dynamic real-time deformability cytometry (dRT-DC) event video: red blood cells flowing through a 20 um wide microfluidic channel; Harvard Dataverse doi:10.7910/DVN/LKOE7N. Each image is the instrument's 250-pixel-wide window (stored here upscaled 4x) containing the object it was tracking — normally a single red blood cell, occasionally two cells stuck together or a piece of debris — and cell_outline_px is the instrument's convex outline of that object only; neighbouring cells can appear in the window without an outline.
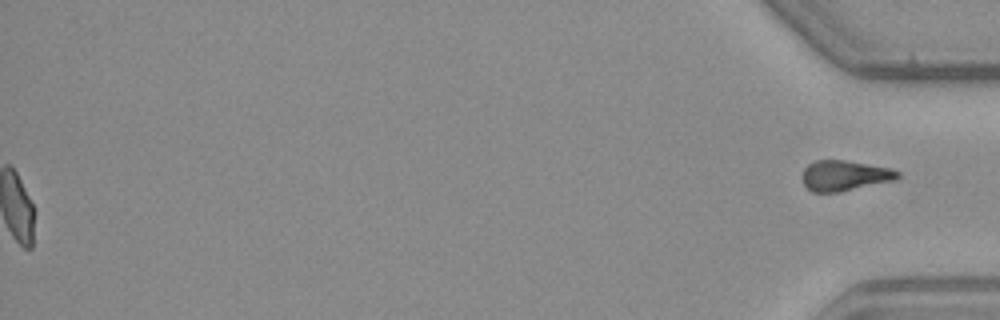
{"species": "common noctule bat (a hibernating species)", "species_latin": "Nyctalus noctula", "temperature_condition": "warm", "stored_images_in_passage": 39, "segment_of_instrument_passage": [2, 2], "camera_frame_rate_fps": 3000, "um_per_image_px": 0.085, "animal": {"sex": "male", "body_mass_g": 23.1, "forearm_length_mm": 52.7}, "frame": {"image": 1, "passage_image": 39, "time_ms": 12.667, "image_size_px": [1000, 320], "cell_outline_px": [[900, 176], [892, 180], [840, 192], [812, 192], [804, 184], [804, 168], [808, 164], [816, 160], [844, 160], [888, 168], [900, 172]], "centroid_in_image_um": [71.76, 14.92], "position_along_channel_um": 363.4, "area_um2": 16.47}}